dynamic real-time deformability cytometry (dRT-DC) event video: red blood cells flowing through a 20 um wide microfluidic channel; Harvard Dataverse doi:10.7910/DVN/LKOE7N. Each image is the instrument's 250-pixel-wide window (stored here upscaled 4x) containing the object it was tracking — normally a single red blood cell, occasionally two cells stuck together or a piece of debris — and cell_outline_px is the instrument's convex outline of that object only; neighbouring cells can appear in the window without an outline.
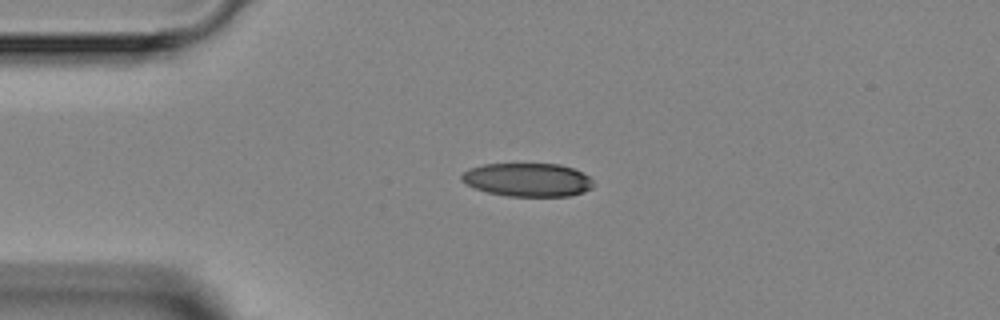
{"species": "Egyptian fruit bat (a non-hibernating species)", "species_latin": "Rousettus aegyptiacus", "temperature_condition": "room temperature", "stored_images_in_passage": 2, "camera_frame_rate_fps": 3000, "um_per_image_px": 0.085, "animal": {"sex": "female"}, "frame": {"image": 1, "passage_image": 2, "time_ms": 1.333, "image_size_px": [1000, 320], "cell_outline_px": [[592, 188], [584, 192], [568, 196], [508, 196], [488, 192], [464, 184], [460, 180], [460, 176], [468, 168], [484, 164], [560, 164], [572, 168], [588, 176], [592, 180]], "centroid_in_image_um": [44.81, 15.28], "position_along_channel_um": 40.2, "area_um2": 25.66}}